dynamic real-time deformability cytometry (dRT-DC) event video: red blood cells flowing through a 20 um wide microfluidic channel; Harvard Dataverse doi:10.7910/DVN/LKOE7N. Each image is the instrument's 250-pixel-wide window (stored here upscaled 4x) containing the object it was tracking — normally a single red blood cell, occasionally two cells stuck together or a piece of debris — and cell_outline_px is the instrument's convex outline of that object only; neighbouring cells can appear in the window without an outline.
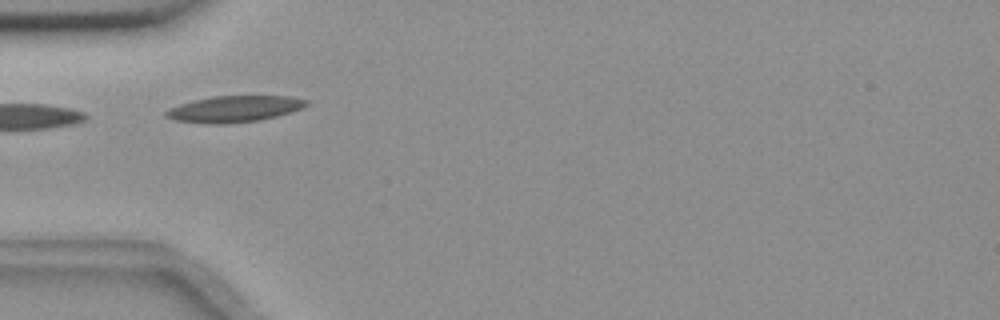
{"species": "common noctule bat (a hibernating species)", "species_latin": "Nyctalus noctula", "temperature_condition": "room temperature", "stored_images_in_passage": 12, "camera_frame_rate_fps": 3000, "um_per_image_px": 0.085, "animal": {"sex": "female", "body_mass_g": 18.4}, "frame": {"image": 1, "passage_image": 1, "time_ms": 0.0, "image_size_px": [1000, 320], "cell_outline_px": [[308, 104], [304, 108], [292, 112], [260, 120], [224, 124], [204, 124], [176, 120], [164, 116], [164, 112], [180, 104], [192, 100], [212, 96], [292, 96], [308, 100]], "centroid_in_image_um": [19.94, 9.26], "position_along_channel_um": 65.1, "area_um2": 21.68}}